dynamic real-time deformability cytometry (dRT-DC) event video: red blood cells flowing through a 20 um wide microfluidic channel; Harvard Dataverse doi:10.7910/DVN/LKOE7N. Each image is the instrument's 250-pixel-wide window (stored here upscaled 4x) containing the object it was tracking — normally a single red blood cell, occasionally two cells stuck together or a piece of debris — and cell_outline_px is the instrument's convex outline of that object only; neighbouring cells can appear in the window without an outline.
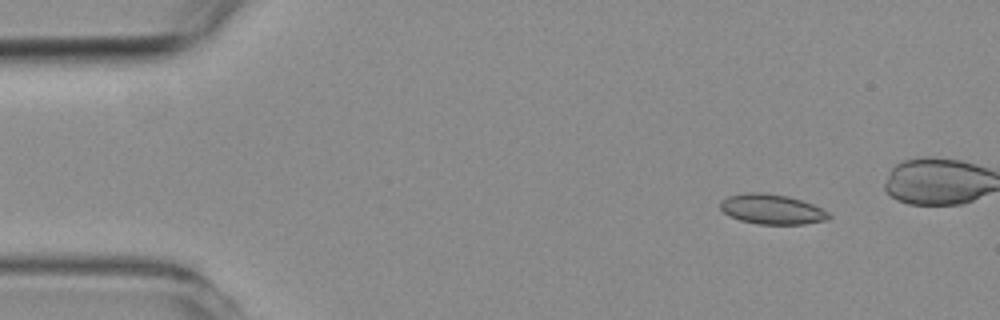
{"species": "common noctule bat (a hibernating species)", "species_latin": "Nyctalus noctula", "temperature_condition": "room temperature", "stored_images_in_passage": 51, "camera_frame_rate_fps": 3000, "um_per_image_px": 0.085, "animal": {"sex": "female", "body_mass_g": 19.3, "forearm_length_mm": 54.1}, "frame": {"image": 1, "passage_image": 1, "time_ms": 0.0, "image_size_px": [1000, 320], "cell_outline_px": [[832, 216], [828, 220], [804, 224], [756, 224], [740, 220], [728, 216], [720, 208], [720, 200], [728, 196], [744, 192], [760, 192], [788, 196], [812, 204], [828, 212]], "centroid_in_image_um": [65.58, 17.78], "position_along_channel_um": 19.4, "area_um2": 19.07}}
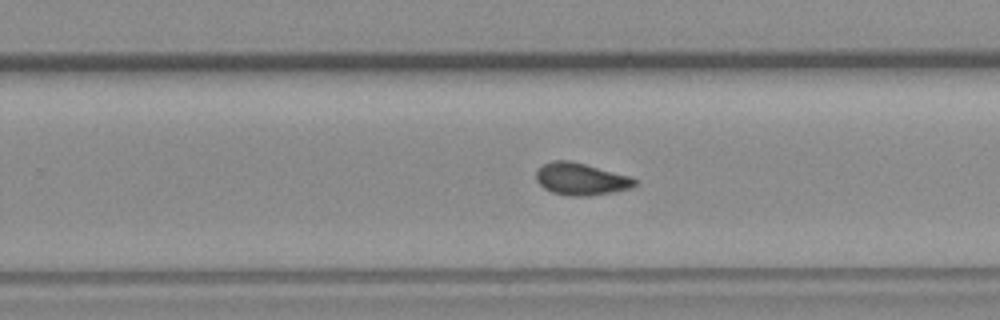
{"frame": {"image": 2, "passage_image": 29, "time_ms": 9.333, "image_size_px": [1000, 320], "cell_outline_px": [[636, 184], [632, 188], [612, 192], [588, 196], [568, 196], [552, 192], [544, 188], [536, 180], [536, 168], [552, 160], [568, 160], [632, 176], [636, 180]], "centroid_in_image_um": [49.37, 15.22], "position_along_channel_um": 280.4, "area_um2": 18.55}}
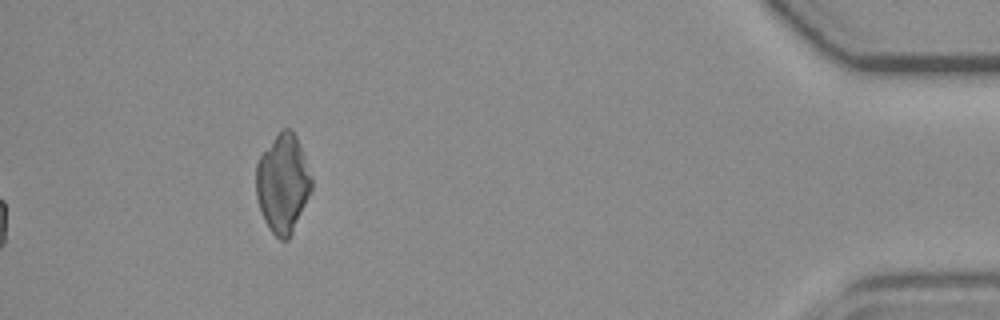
{"frame": {"image": 3, "passage_image": 51, "time_ms": 16.667, "image_size_px": [1000, 320], "cell_outline_px": [[312, 192], [292, 236], [288, 240], [280, 240], [272, 232], [264, 220], [256, 196], [256, 164], [260, 156], [280, 128], [292, 128], [296, 136], [312, 176]], "centroid_in_image_um": [24.06, 15.61], "position_along_channel_um": 411.1, "area_um2": 32.31}, "authors_computed_cell_mechanics": {"area_um2": 18.207, "velocity_mm_per_s": 3.7283, "shape_relaxation_time_tau1_ms": null, "shape_relaxation_time_tau2_ms": 2.2955, "deformation_change_tau1": null, "deformation_change_tau2": 0.047}}